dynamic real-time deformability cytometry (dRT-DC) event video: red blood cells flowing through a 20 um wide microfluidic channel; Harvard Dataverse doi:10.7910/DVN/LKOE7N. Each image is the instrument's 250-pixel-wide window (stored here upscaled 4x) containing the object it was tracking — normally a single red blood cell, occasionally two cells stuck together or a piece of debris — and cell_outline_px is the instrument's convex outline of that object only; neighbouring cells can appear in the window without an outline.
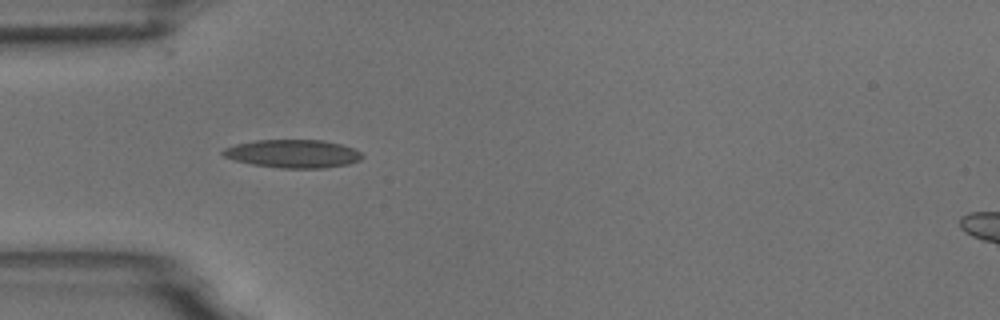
{"species": "common noctule bat (a hibernating species)", "species_latin": "Nyctalus noctula", "temperature_condition": "room temperature", "stored_images_in_passage": 6, "camera_frame_rate_fps": 3000, "um_per_image_px": 0.085, "animal": {"sex": "male", "body_mass_g": 18.8}, "frame": {"image": 1, "passage_image": 5, "time_ms": 4.667, "image_size_px": [1000, 320], "cell_outline_px": [[364, 156], [360, 160], [348, 164], [324, 168], [280, 168], [252, 164], [236, 160], [224, 156], [220, 152], [224, 148], [236, 144], [256, 140], [324, 140], [340, 144], [352, 148], [360, 152]], "centroid_in_image_um": [24.9, 13.06], "position_along_channel_um": 60.1, "area_um2": 22.77}}